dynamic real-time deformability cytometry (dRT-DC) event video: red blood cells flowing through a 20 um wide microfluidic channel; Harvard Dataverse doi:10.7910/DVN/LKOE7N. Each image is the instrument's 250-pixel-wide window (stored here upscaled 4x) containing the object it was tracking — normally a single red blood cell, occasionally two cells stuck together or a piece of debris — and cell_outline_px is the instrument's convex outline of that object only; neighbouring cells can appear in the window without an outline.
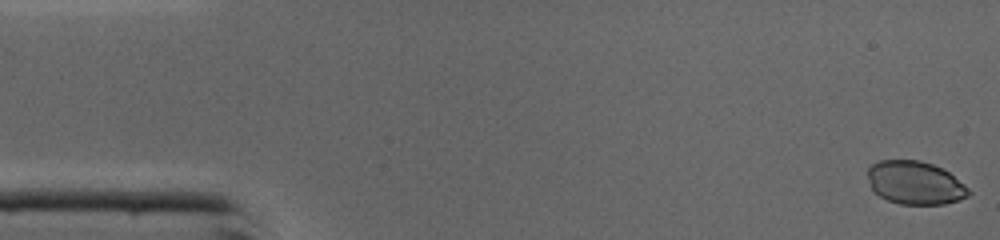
{"species": "common noctule bat (a hibernating species)", "species_latin": "Nyctalus noctula", "temperature_condition": "cold", "stored_images_in_passage": 45, "camera_frame_rate_fps": 3000, "um_per_image_px": 0.085, "animal": {"sex": "male", "body_mass_g": 19.0, "forearm_length_mm": 50.8}, "frame": {"image": 1, "passage_image": 1, "time_ms": 0.0, "image_size_px": [1000, 240], "cell_outline_px": [[972, 192], [968, 196], [960, 200], [944, 204], [900, 204], [888, 200], [872, 192], [868, 176], [868, 168], [872, 164], [880, 160], [920, 160], [932, 164], [948, 172], [964, 184]], "centroid_in_image_um": [77.77, 15.54], "position_along_channel_um": 7.2, "area_um2": 25.43}}
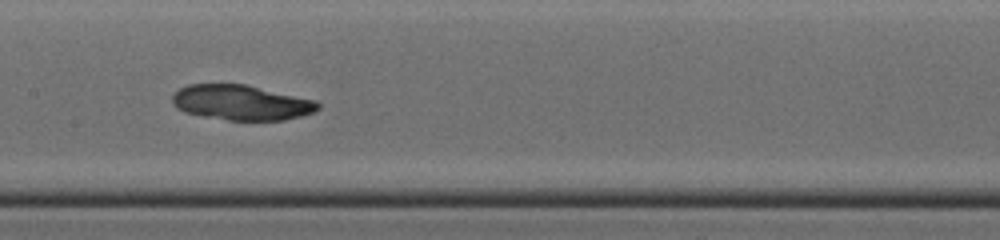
{"frame": {"image": 2, "passage_image": 22, "time_ms": 7.0, "image_size_px": [1000, 240], "cell_outline_px": [[320, 108], [312, 112], [300, 116], [284, 120], [228, 120], [204, 116], [184, 112], [176, 108], [172, 104], [172, 96], [180, 88], [188, 84], [244, 84], [316, 100], [320, 104]], "centroid_in_image_um": [20.49, 8.72], "position_along_channel_um": 186.9, "area_um2": 29.71}}
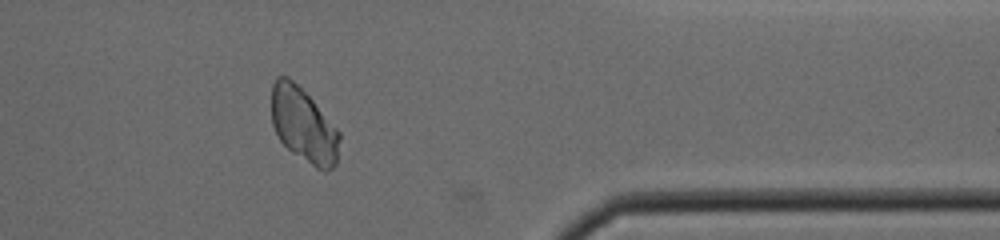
{"frame": {"image": 3, "passage_image": 37, "time_ms": 12.0, "image_size_px": [1000, 240], "cell_outline_px": [[340, 140], [336, 164], [332, 168], [324, 172], [316, 168], [292, 152], [280, 140], [272, 124], [272, 84], [276, 76], [288, 76], [312, 100], [340, 132]], "centroid_in_image_um": [25.8, 10.65], "position_along_channel_um": 385.6, "area_um2": 29.25}, "authors_computed_cell_mechanics": {"area_um2": 29.8826, "velocity_mm_per_s": 4.3732, "shape_relaxation_time_tau1_ms": 2.9218, "shape_relaxation_time_tau2_ms": null, "deformation_change_tau1": null, "deformation_change_tau2": null}}